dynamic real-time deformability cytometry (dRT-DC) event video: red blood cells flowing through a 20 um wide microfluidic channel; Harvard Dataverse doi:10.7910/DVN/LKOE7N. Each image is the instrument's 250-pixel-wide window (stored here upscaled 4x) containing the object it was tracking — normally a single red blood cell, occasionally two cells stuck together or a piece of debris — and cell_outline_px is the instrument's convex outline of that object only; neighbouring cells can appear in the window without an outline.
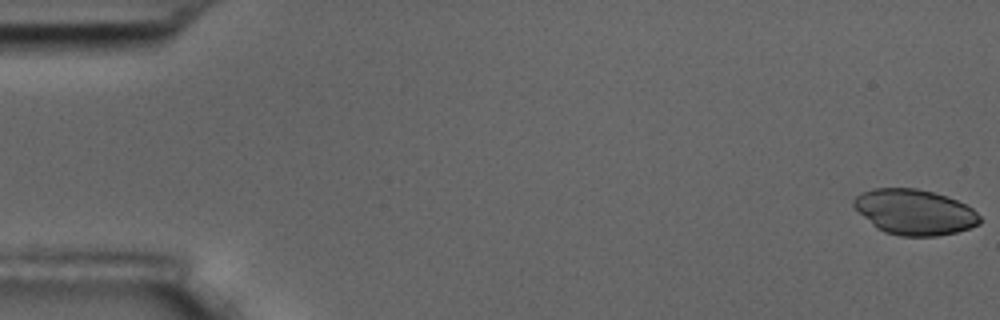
{"species": "common noctule bat (a hibernating species)", "species_latin": "Nyctalus noctula", "temperature_condition": "room temperature", "stored_images_in_passage": 6, "camera_frame_rate_fps": 3000, "um_per_image_px": 0.085, "animal": {"sex": "male", "body_mass_g": 17.5, "forearm_length_mm": 52.3}, "frame": {"image": 1, "passage_image": 1, "time_ms": 0.0, "image_size_px": [1000, 320], "cell_outline_px": [[980, 224], [956, 232], [936, 236], [900, 236], [884, 232], [876, 228], [852, 204], [852, 200], [860, 192], [872, 188], [916, 188], [932, 192], [956, 200], [972, 208], [980, 216]], "centroid_in_image_um": [77.71, 18.02], "position_along_channel_um": 7.3, "area_um2": 33.18}}